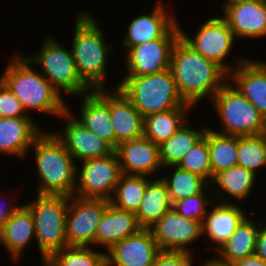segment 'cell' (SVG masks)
Instances as JSON below:
<instances>
[{
  "mask_svg": "<svg viewBox=\"0 0 266 266\" xmlns=\"http://www.w3.org/2000/svg\"><path fill=\"white\" fill-rule=\"evenodd\" d=\"M62 133L55 132L75 162L110 155L114 149L84 127L76 119H69Z\"/></svg>",
  "mask_w": 266,
  "mask_h": 266,
  "instance_id": "cell-19",
  "label": "cell"
},
{
  "mask_svg": "<svg viewBox=\"0 0 266 266\" xmlns=\"http://www.w3.org/2000/svg\"><path fill=\"white\" fill-rule=\"evenodd\" d=\"M234 266H266V261L255 254L249 255L233 263Z\"/></svg>",
  "mask_w": 266,
  "mask_h": 266,
  "instance_id": "cell-41",
  "label": "cell"
},
{
  "mask_svg": "<svg viewBox=\"0 0 266 266\" xmlns=\"http://www.w3.org/2000/svg\"><path fill=\"white\" fill-rule=\"evenodd\" d=\"M93 91L109 106L115 149L121 142L143 137L144 117L118 88L111 93L106 92L105 88Z\"/></svg>",
  "mask_w": 266,
  "mask_h": 266,
  "instance_id": "cell-13",
  "label": "cell"
},
{
  "mask_svg": "<svg viewBox=\"0 0 266 266\" xmlns=\"http://www.w3.org/2000/svg\"><path fill=\"white\" fill-rule=\"evenodd\" d=\"M257 224L246 216L237 226L236 231L218 249L221 259L230 263L243 259L246 256L255 254L257 234L259 229Z\"/></svg>",
  "mask_w": 266,
  "mask_h": 266,
  "instance_id": "cell-28",
  "label": "cell"
},
{
  "mask_svg": "<svg viewBox=\"0 0 266 266\" xmlns=\"http://www.w3.org/2000/svg\"><path fill=\"white\" fill-rule=\"evenodd\" d=\"M117 88L143 117L188 104L179 94L170 69L144 76H124Z\"/></svg>",
  "mask_w": 266,
  "mask_h": 266,
  "instance_id": "cell-5",
  "label": "cell"
},
{
  "mask_svg": "<svg viewBox=\"0 0 266 266\" xmlns=\"http://www.w3.org/2000/svg\"><path fill=\"white\" fill-rule=\"evenodd\" d=\"M255 255L266 261V227L259 228L255 247Z\"/></svg>",
  "mask_w": 266,
  "mask_h": 266,
  "instance_id": "cell-40",
  "label": "cell"
},
{
  "mask_svg": "<svg viewBox=\"0 0 266 266\" xmlns=\"http://www.w3.org/2000/svg\"><path fill=\"white\" fill-rule=\"evenodd\" d=\"M68 201V196L38 194L35 201L25 204L34 218L35 237L42 261L68 246L65 228Z\"/></svg>",
  "mask_w": 266,
  "mask_h": 266,
  "instance_id": "cell-6",
  "label": "cell"
},
{
  "mask_svg": "<svg viewBox=\"0 0 266 266\" xmlns=\"http://www.w3.org/2000/svg\"><path fill=\"white\" fill-rule=\"evenodd\" d=\"M237 165L257 174L259 167L266 166V133L238 136Z\"/></svg>",
  "mask_w": 266,
  "mask_h": 266,
  "instance_id": "cell-35",
  "label": "cell"
},
{
  "mask_svg": "<svg viewBox=\"0 0 266 266\" xmlns=\"http://www.w3.org/2000/svg\"><path fill=\"white\" fill-rule=\"evenodd\" d=\"M43 266H49L45 261L42 262Z\"/></svg>",
  "mask_w": 266,
  "mask_h": 266,
  "instance_id": "cell-46",
  "label": "cell"
},
{
  "mask_svg": "<svg viewBox=\"0 0 266 266\" xmlns=\"http://www.w3.org/2000/svg\"><path fill=\"white\" fill-rule=\"evenodd\" d=\"M179 168L213 180L207 130L177 165Z\"/></svg>",
  "mask_w": 266,
  "mask_h": 266,
  "instance_id": "cell-36",
  "label": "cell"
},
{
  "mask_svg": "<svg viewBox=\"0 0 266 266\" xmlns=\"http://www.w3.org/2000/svg\"><path fill=\"white\" fill-rule=\"evenodd\" d=\"M205 193L203 191L202 193L175 201L172 203V208L187 219L203 222L208 210L206 206L210 204L208 200H213L211 197L208 198Z\"/></svg>",
  "mask_w": 266,
  "mask_h": 266,
  "instance_id": "cell-37",
  "label": "cell"
},
{
  "mask_svg": "<svg viewBox=\"0 0 266 266\" xmlns=\"http://www.w3.org/2000/svg\"><path fill=\"white\" fill-rule=\"evenodd\" d=\"M204 266H234V264L219 258H212L211 260L206 261V263H204Z\"/></svg>",
  "mask_w": 266,
  "mask_h": 266,
  "instance_id": "cell-43",
  "label": "cell"
},
{
  "mask_svg": "<svg viewBox=\"0 0 266 266\" xmlns=\"http://www.w3.org/2000/svg\"><path fill=\"white\" fill-rule=\"evenodd\" d=\"M109 203L101 198L69 197L65 224L68 246L95 244L98 225Z\"/></svg>",
  "mask_w": 266,
  "mask_h": 266,
  "instance_id": "cell-9",
  "label": "cell"
},
{
  "mask_svg": "<svg viewBox=\"0 0 266 266\" xmlns=\"http://www.w3.org/2000/svg\"><path fill=\"white\" fill-rule=\"evenodd\" d=\"M175 168L171 179L162 177L165 182L171 203L202 193L205 188L211 185L202 176L183 170L178 166H169L168 168Z\"/></svg>",
  "mask_w": 266,
  "mask_h": 266,
  "instance_id": "cell-33",
  "label": "cell"
},
{
  "mask_svg": "<svg viewBox=\"0 0 266 266\" xmlns=\"http://www.w3.org/2000/svg\"><path fill=\"white\" fill-rule=\"evenodd\" d=\"M180 27V36L197 53L221 66L228 74L230 68L224 60L233 48L235 35L223 17L210 18L190 38Z\"/></svg>",
  "mask_w": 266,
  "mask_h": 266,
  "instance_id": "cell-11",
  "label": "cell"
},
{
  "mask_svg": "<svg viewBox=\"0 0 266 266\" xmlns=\"http://www.w3.org/2000/svg\"><path fill=\"white\" fill-rule=\"evenodd\" d=\"M207 140L213 178L217 173L237 165L238 136L207 128Z\"/></svg>",
  "mask_w": 266,
  "mask_h": 266,
  "instance_id": "cell-31",
  "label": "cell"
},
{
  "mask_svg": "<svg viewBox=\"0 0 266 266\" xmlns=\"http://www.w3.org/2000/svg\"><path fill=\"white\" fill-rule=\"evenodd\" d=\"M147 179L144 175L121 174L110 198V203L119 209L136 212L145 193Z\"/></svg>",
  "mask_w": 266,
  "mask_h": 266,
  "instance_id": "cell-32",
  "label": "cell"
},
{
  "mask_svg": "<svg viewBox=\"0 0 266 266\" xmlns=\"http://www.w3.org/2000/svg\"><path fill=\"white\" fill-rule=\"evenodd\" d=\"M150 15L137 16L130 23L123 41L126 48L141 45L153 39H178L180 26L175 17L166 11L160 0Z\"/></svg>",
  "mask_w": 266,
  "mask_h": 266,
  "instance_id": "cell-14",
  "label": "cell"
},
{
  "mask_svg": "<svg viewBox=\"0 0 266 266\" xmlns=\"http://www.w3.org/2000/svg\"><path fill=\"white\" fill-rule=\"evenodd\" d=\"M160 251L151 231L141 228L107 250L106 266H152Z\"/></svg>",
  "mask_w": 266,
  "mask_h": 266,
  "instance_id": "cell-15",
  "label": "cell"
},
{
  "mask_svg": "<svg viewBox=\"0 0 266 266\" xmlns=\"http://www.w3.org/2000/svg\"><path fill=\"white\" fill-rule=\"evenodd\" d=\"M214 206L211 211L207 210L202 222V235L205 233L209 235L208 237L219 245V249L236 231L246 214L242 208L231 202L225 201Z\"/></svg>",
  "mask_w": 266,
  "mask_h": 266,
  "instance_id": "cell-23",
  "label": "cell"
},
{
  "mask_svg": "<svg viewBox=\"0 0 266 266\" xmlns=\"http://www.w3.org/2000/svg\"><path fill=\"white\" fill-rule=\"evenodd\" d=\"M30 117H0V153L24 157L42 132Z\"/></svg>",
  "mask_w": 266,
  "mask_h": 266,
  "instance_id": "cell-21",
  "label": "cell"
},
{
  "mask_svg": "<svg viewBox=\"0 0 266 266\" xmlns=\"http://www.w3.org/2000/svg\"><path fill=\"white\" fill-rule=\"evenodd\" d=\"M57 42L52 36L47 37L40 52L27 58L31 63L40 64L44 77L58 91L61 89L75 96L92 92L78 74L72 51Z\"/></svg>",
  "mask_w": 266,
  "mask_h": 266,
  "instance_id": "cell-8",
  "label": "cell"
},
{
  "mask_svg": "<svg viewBox=\"0 0 266 266\" xmlns=\"http://www.w3.org/2000/svg\"><path fill=\"white\" fill-rule=\"evenodd\" d=\"M82 101V117L76 120L115 150V132L109 106L94 91L85 94Z\"/></svg>",
  "mask_w": 266,
  "mask_h": 266,
  "instance_id": "cell-24",
  "label": "cell"
},
{
  "mask_svg": "<svg viewBox=\"0 0 266 266\" xmlns=\"http://www.w3.org/2000/svg\"><path fill=\"white\" fill-rule=\"evenodd\" d=\"M82 162V170L77 172L80 174L76 176L77 181L73 195L110 200L122 174L116 152Z\"/></svg>",
  "mask_w": 266,
  "mask_h": 266,
  "instance_id": "cell-10",
  "label": "cell"
},
{
  "mask_svg": "<svg viewBox=\"0 0 266 266\" xmlns=\"http://www.w3.org/2000/svg\"><path fill=\"white\" fill-rule=\"evenodd\" d=\"M169 69L182 99L192 107L209 94L212 99L229 80L221 66L197 53L181 36L172 48Z\"/></svg>",
  "mask_w": 266,
  "mask_h": 266,
  "instance_id": "cell-1",
  "label": "cell"
},
{
  "mask_svg": "<svg viewBox=\"0 0 266 266\" xmlns=\"http://www.w3.org/2000/svg\"><path fill=\"white\" fill-rule=\"evenodd\" d=\"M27 56H15L0 79L19 99L26 110L71 118V112L58 91L42 73L33 70ZM70 116V117H69Z\"/></svg>",
  "mask_w": 266,
  "mask_h": 266,
  "instance_id": "cell-2",
  "label": "cell"
},
{
  "mask_svg": "<svg viewBox=\"0 0 266 266\" xmlns=\"http://www.w3.org/2000/svg\"><path fill=\"white\" fill-rule=\"evenodd\" d=\"M140 229L134 212L116 208L109 203L98 225L95 244H102L108 250L112 245Z\"/></svg>",
  "mask_w": 266,
  "mask_h": 266,
  "instance_id": "cell-22",
  "label": "cell"
},
{
  "mask_svg": "<svg viewBox=\"0 0 266 266\" xmlns=\"http://www.w3.org/2000/svg\"><path fill=\"white\" fill-rule=\"evenodd\" d=\"M239 65L229 73V80L251 102L266 120V63L239 60Z\"/></svg>",
  "mask_w": 266,
  "mask_h": 266,
  "instance_id": "cell-20",
  "label": "cell"
},
{
  "mask_svg": "<svg viewBox=\"0 0 266 266\" xmlns=\"http://www.w3.org/2000/svg\"><path fill=\"white\" fill-rule=\"evenodd\" d=\"M191 106L190 104H184L173 110L144 117L143 136L159 146L187 122L186 110Z\"/></svg>",
  "mask_w": 266,
  "mask_h": 266,
  "instance_id": "cell-27",
  "label": "cell"
},
{
  "mask_svg": "<svg viewBox=\"0 0 266 266\" xmlns=\"http://www.w3.org/2000/svg\"><path fill=\"white\" fill-rule=\"evenodd\" d=\"M222 9L223 18L237 38L266 36V0L241 1Z\"/></svg>",
  "mask_w": 266,
  "mask_h": 266,
  "instance_id": "cell-18",
  "label": "cell"
},
{
  "mask_svg": "<svg viewBox=\"0 0 266 266\" xmlns=\"http://www.w3.org/2000/svg\"><path fill=\"white\" fill-rule=\"evenodd\" d=\"M192 252L160 251L152 266H192Z\"/></svg>",
  "mask_w": 266,
  "mask_h": 266,
  "instance_id": "cell-39",
  "label": "cell"
},
{
  "mask_svg": "<svg viewBox=\"0 0 266 266\" xmlns=\"http://www.w3.org/2000/svg\"><path fill=\"white\" fill-rule=\"evenodd\" d=\"M45 262L49 266H106V254L90 246H66L51 254Z\"/></svg>",
  "mask_w": 266,
  "mask_h": 266,
  "instance_id": "cell-34",
  "label": "cell"
},
{
  "mask_svg": "<svg viewBox=\"0 0 266 266\" xmlns=\"http://www.w3.org/2000/svg\"><path fill=\"white\" fill-rule=\"evenodd\" d=\"M149 230L161 251L192 252L186 247L203 236L202 222L187 219L173 208L168 210Z\"/></svg>",
  "mask_w": 266,
  "mask_h": 266,
  "instance_id": "cell-12",
  "label": "cell"
},
{
  "mask_svg": "<svg viewBox=\"0 0 266 266\" xmlns=\"http://www.w3.org/2000/svg\"><path fill=\"white\" fill-rule=\"evenodd\" d=\"M4 244V227L0 225V244Z\"/></svg>",
  "mask_w": 266,
  "mask_h": 266,
  "instance_id": "cell-45",
  "label": "cell"
},
{
  "mask_svg": "<svg viewBox=\"0 0 266 266\" xmlns=\"http://www.w3.org/2000/svg\"><path fill=\"white\" fill-rule=\"evenodd\" d=\"M102 32L87 11L77 14L71 51L79 76L92 90L104 88L107 54L113 49L105 43Z\"/></svg>",
  "mask_w": 266,
  "mask_h": 266,
  "instance_id": "cell-4",
  "label": "cell"
},
{
  "mask_svg": "<svg viewBox=\"0 0 266 266\" xmlns=\"http://www.w3.org/2000/svg\"><path fill=\"white\" fill-rule=\"evenodd\" d=\"M227 83L211 99L223 127L218 133L239 137L265 134L264 117L236 86Z\"/></svg>",
  "mask_w": 266,
  "mask_h": 266,
  "instance_id": "cell-7",
  "label": "cell"
},
{
  "mask_svg": "<svg viewBox=\"0 0 266 266\" xmlns=\"http://www.w3.org/2000/svg\"><path fill=\"white\" fill-rule=\"evenodd\" d=\"M241 1H249V0H226L225 3L223 4V7L225 8L229 4H234Z\"/></svg>",
  "mask_w": 266,
  "mask_h": 266,
  "instance_id": "cell-44",
  "label": "cell"
},
{
  "mask_svg": "<svg viewBox=\"0 0 266 266\" xmlns=\"http://www.w3.org/2000/svg\"><path fill=\"white\" fill-rule=\"evenodd\" d=\"M172 208L169 193L162 178L147 181L145 193L135 212L140 228L149 229Z\"/></svg>",
  "mask_w": 266,
  "mask_h": 266,
  "instance_id": "cell-25",
  "label": "cell"
},
{
  "mask_svg": "<svg viewBox=\"0 0 266 266\" xmlns=\"http://www.w3.org/2000/svg\"><path fill=\"white\" fill-rule=\"evenodd\" d=\"M255 180L256 175L253 172L239 165H235L229 169L217 173L214 176L212 183L219 185V191L221 190V192L213 197L214 204L215 201L222 199V197L225 196L222 194H225L226 192L228 195H231L240 201L247 198L251 193V190L255 184ZM222 190H224V192H222Z\"/></svg>",
  "mask_w": 266,
  "mask_h": 266,
  "instance_id": "cell-30",
  "label": "cell"
},
{
  "mask_svg": "<svg viewBox=\"0 0 266 266\" xmlns=\"http://www.w3.org/2000/svg\"><path fill=\"white\" fill-rule=\"evenodd\" d=\"M208 127L193 130L184 123L174 134L159 145L163 168L177 166L186 153L205 134Z\"/></svg>",
  "mask_w": 266,
  "mask_h": 266,
  "instance_id": "cell-29",
  "label": "cell"
},
{
  "mask_svg": "<svg viewBox=\"0 0 266 266\" xmlns=\"http://www.w3.org/2000/svg\"><path fill=\"white\" fill-rule=\"evenodd\" d=\"M40 186L37 194L72 196L75 192L78 167L63 142L52 133L41 132L32 146Z\"/></svg>",
  "mask_w": 266,
  "mask_h": 266,
  "instance_id": "cell-3",
  "label": "cell"
},
{
  "mask_svg": "<svg viewBox=\"0 0 266 266\" xmlns=\"http://www.w3.org/2000/svg\"><path fill=\"white\" fill-rule=\"evenodd\" d=\"M114 151L123 174L149 176L163 167L159 146L144 136L121 142Z\"/></svg>",
  "mask_w": 266,
  "mask_h": 266,
  "instance_id": "cell-17",
  "label": "cell"
},
{
  "mask_svg": "<svg viewBox=\"0 0 266 266\" xmlns=\"http://www.w3.org/2000/svg\"><path fill=\"white\" fill-rule=\"evenodd\" d=\"M4 246L18 259L35 236V222L31 210L21 206L4 224Z\"/></svg>",
  "mask_w": 266,
  "mask_h": 266,
  "instance_id": "cell-26",
  "label": "cell"
},
{
  "mask_svg": "<svg viewBox=\"0 0 266 266\" xmlns=\"http://www.w3.org/2000/svg\"><path fill=\"white\" fill-rule=\"evenodd\" d=\"M177 39H153L126 48L127 76H144L163 72L170 67L172 48Z\"/></svg>",
  "mask_w": 266,
  "mask_h": 266,
  "instance_id": "cell-16",
  "label": "cell"
},
{
  "mask_svg": "<svg viewBox=\"0 0 266 266\" xmlns=\"http://www.w3.org/2000/svg\"><path fill=\"white\" fill-rule=\"evenodd\" d=\"M19 99L11 92L7 85L0 79V117L13 118V117H30L25 115Z\"/></svg>",
  "mask_w": 266,
  "mask_h": 266,
  "instance_id": "cell-38",
  "label": "cell"
},
{
  "mask_svg": "<svg viewBox=\"0 0 266 266\" xmlns=\"http://www.w3.org/2000/svg\"><path fill=\"white\" fill-rule=\"evenodd\" d=\"M6 203V202H5ZM3 204V206H5L6 204ZM21 206H13L11 205L7 208H2L0 205V225L4 226V224L7 222V220L9 218H11V216L20 208Z\"/></svg>",
  "mask_w": 266,
  "mask_h": 266,
  "instance_id": "cell-42",
  "label": "cell"
}]
</instances>
